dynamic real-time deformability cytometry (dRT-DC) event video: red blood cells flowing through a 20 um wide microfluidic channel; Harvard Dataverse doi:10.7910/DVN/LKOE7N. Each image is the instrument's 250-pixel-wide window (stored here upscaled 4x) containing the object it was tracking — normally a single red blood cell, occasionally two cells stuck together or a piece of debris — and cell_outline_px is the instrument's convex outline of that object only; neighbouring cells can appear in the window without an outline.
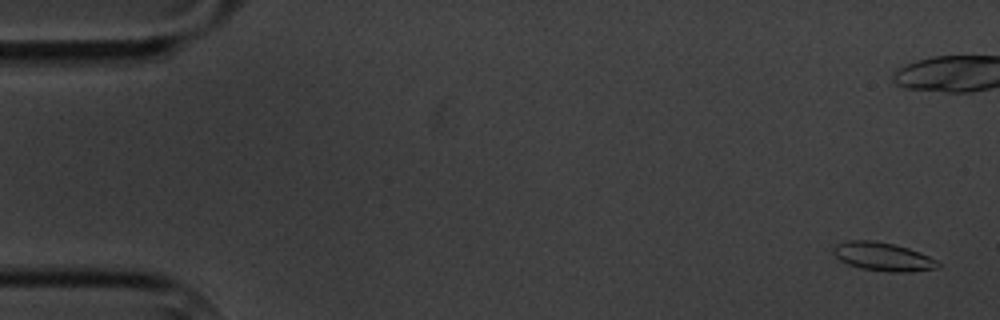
{"species": "common noctule bat (a hibernating species)", "species_latin": "Nyctalus noctula", "temperature_condition": "cold", "stored_images_in_passage": 8, "camera_frame_rate_fps": 3000, "um_per_image_px": 0.085, "animal": {"sex": "male", "body_mass_g": 20.1, "forearm_length_mm": 53.5}, "frame": {"image": 1, "passage_image": 1, "time_ms": 0.0, "image_size_px": [1000, 320], "cell_outline_px": [[940, 268], [908, 272], [888, 272], [860, 268], [848, 264], [840, 260], [832, 252], [832, 248], [836, 244], [848, 240], [872, 240], [892, 244], [908, 248], [920, 252], [936, 260], [940, 264]], "centroid_in_image_um": [75.04, 21.82], "position_along_channel_um": 10.0, "area_um2": 17.4}}